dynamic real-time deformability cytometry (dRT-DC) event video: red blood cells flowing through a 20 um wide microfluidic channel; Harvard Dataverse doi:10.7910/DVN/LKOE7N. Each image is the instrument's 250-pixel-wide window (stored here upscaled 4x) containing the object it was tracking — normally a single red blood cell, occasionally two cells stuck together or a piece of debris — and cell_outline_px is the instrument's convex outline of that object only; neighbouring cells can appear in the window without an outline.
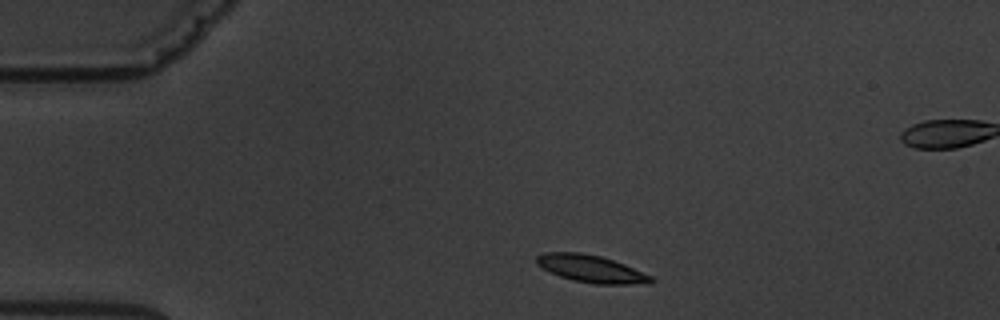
{"species": "common noctule bat (a hibernating species)", "species_latin": "Nyctalus noctula", "temperature_condition": "warm", "stored_images_in_passage": 3, "camera_frame_rate_fps": 3000, "um_per_image_px": 0.085, "animal": {"sex": "male", "body_mass_g": 19.5, "forearm_length_mm": 54.6}, "frame": {"image": 1, "passage_image": 1, "time_ms": 0.0, "image_size_px": [1000, 320], "cell_outline_px": [[656, 280], [652, 284], [592, 284], [572, 280], [560, 276], [536, 264], [536, 256], [544, 252], [580, 252], [600, 256], [624, 264], [652, 276]], "centroid_in_image_um": [50.28, 22.85], "position_along_channel_um": 34.7, "area_um2": 18.26}}